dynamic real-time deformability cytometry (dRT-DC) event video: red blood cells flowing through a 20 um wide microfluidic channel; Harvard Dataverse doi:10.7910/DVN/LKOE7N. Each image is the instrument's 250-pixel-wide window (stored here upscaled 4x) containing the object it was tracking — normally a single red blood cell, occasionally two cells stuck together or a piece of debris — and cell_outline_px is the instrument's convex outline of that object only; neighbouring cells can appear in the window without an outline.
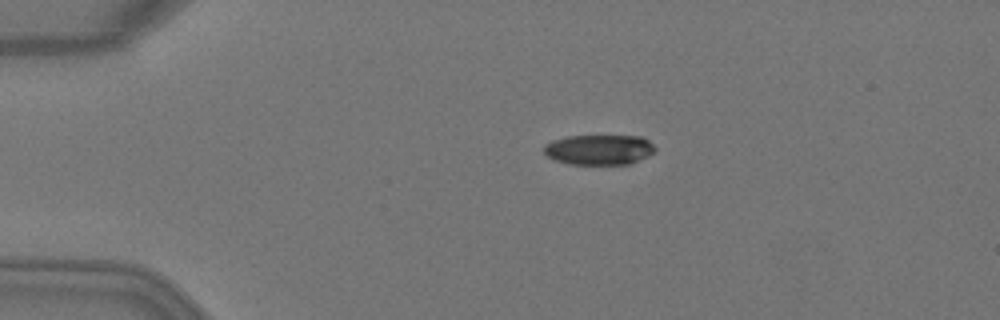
{"species": "Egyptian fruit bat (a non-hibernating species)", "species_latin": "Rousettus aegyptiacus", "temperature_condition": "warm", "stored_images_in_passage": 2, "camera_frame_rate_fps": 3000, "um_per_image_px": 0.085, "animal": {"sex": "female"}, "frame": {"image": 1, "passage_image": 1, "time_ms": 0.0, "image_size_px": [1000, 320], "cell_outline_px": [[656, 148], [648, 156], [628, 164], [568, 164], [552, 160], [544, 152], [544, 144], [552, 140], [564, 136], [644, 136]], "centroid_in_image_um": [50.88, 12.71], "position_along_channel_um": 34.1, "area_um2": 19.65}}